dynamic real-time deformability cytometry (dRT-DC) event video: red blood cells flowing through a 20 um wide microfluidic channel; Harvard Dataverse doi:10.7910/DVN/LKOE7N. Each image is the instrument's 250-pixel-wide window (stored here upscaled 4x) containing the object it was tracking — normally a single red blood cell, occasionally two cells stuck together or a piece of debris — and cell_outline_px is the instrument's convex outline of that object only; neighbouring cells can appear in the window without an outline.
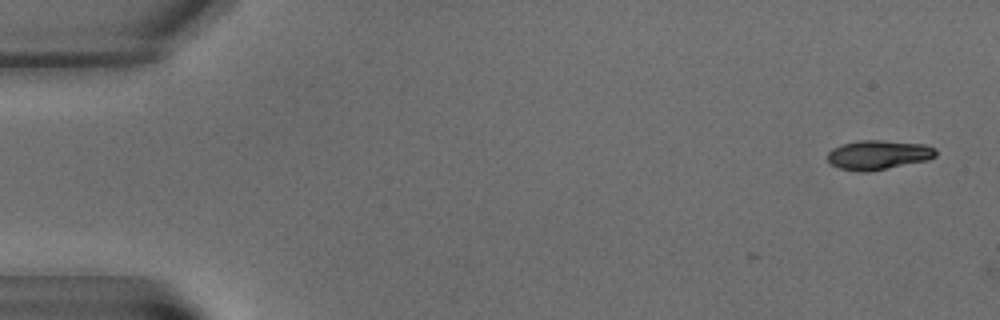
{"species": "common noctule bat (a hibernating species)", "species_latin": "Nyctalus noctula", "temperature_condition": "warm", "stored_images_in_passage": 4, "camera_frame_rate_fps": 3000, "um_per_image_px": 0.085, "animal": {"sex": "male", "body_mass_g": 15.6}, "frame": {"image": 1, "passage_image": 1, "time_ms": 0.0, "image_size_px": [1000, 320], "cell_outline_px": [[936, 156], [928, 160], [868, 172], [860, 172], [840, 168], [832, 164], [828, 160], [828, 152], [832, 148], [844, 144], [860, 140], [880, 140], [924, 144], [936, 148]], "centroid_in_image_um": [74.68, 13.16], "position_along_channel_um": 10.3, "area_um2": 18.44}}